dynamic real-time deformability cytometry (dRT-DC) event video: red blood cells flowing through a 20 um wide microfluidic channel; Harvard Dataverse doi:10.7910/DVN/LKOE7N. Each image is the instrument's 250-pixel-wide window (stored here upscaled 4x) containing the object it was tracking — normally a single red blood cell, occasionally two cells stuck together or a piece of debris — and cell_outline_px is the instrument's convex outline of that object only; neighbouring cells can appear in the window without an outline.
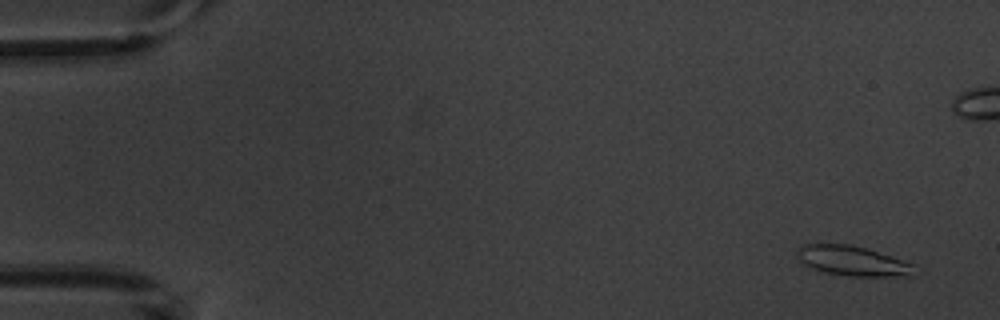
{"species": "common noctule bat (a hibernating species)", "species_latin": "Nyctalus noctula", "temperature_condition": "warm", "stored_images_in_passage": 5, "camera_frame_rate_fps": 3000, "um_per_image_px": 0.085, "animal": {"sex": "male", "body_mass_g": 20.1, "forearm_length_mm": 53.5}, "frame": {"image": 1, "passage_image": 1, "time_ms": 0.0, "image_size_px": [1000, 320], "cell_outline_px": [[920, 276], [848, 276], [824, 272], [812, 268], [804, 264], [796, 256], [796, 252], [804, 244], [852, 244], [868, 248], [916, 264]], "centroid_in_image_um": [72.59, 22.19], "position_along_channel_um": 12.4, "area_um2": 20.92}}